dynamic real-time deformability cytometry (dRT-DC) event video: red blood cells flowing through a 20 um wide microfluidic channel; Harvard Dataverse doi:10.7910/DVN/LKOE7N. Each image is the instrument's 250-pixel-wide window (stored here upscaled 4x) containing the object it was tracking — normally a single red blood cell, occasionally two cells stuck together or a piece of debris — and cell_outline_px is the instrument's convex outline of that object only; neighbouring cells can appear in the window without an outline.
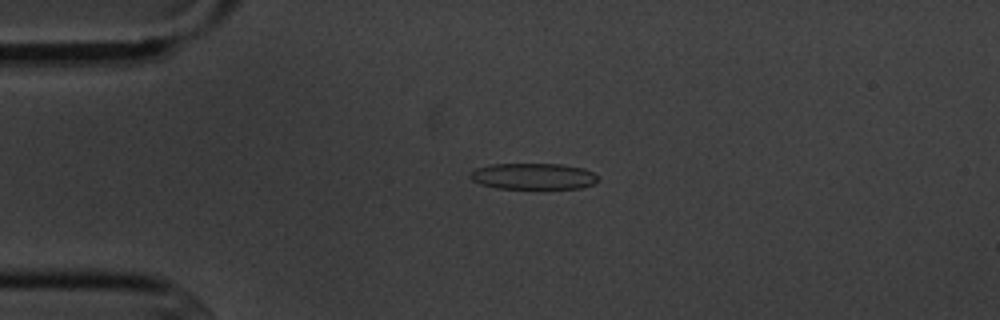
{"species": "common noctule bat (a hibernating species)", "species_latin": "Nyctalus noctula", "temperature_condition": "cold", "stored_images_in_passage": 6, "camera_frame_rate_fps": 3000, "um_per_image_px": 0.085, "animal": {"sex": "male", "body_mass_g": 20.1, "forearm_length_mm": 53.5}, "frame": {"image": 1, "passage_image": 4, "time_ms": 3.333, "image_size_px": [1000, 320], "cell_outline_px": [[596, 180], [592, 184], [580, 188], [496, 188], [480, 184], [472, 180], [468, 176], [476, 168], [492, 164], [560, 164], [584, 168], [592, 172], [596, 176]], "centroid_in_image_um": [45.29, 14.98], "position_along_channel_um": 39.7, "area_um2": 19.31}}
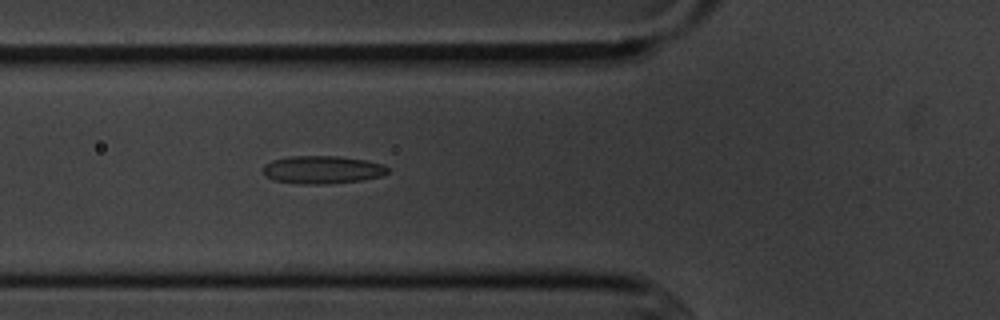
{"frame": {"image": 2, "passage_image": 6, "time_ms": 5.667, "image_size_px": [1000, 320], "cell_outline_px": [[388, 172], [380, 176], [360, 180], [324, 184], [304, 184], [276, 180], [264, 176], [264, 164], [272, 160], [288, 156], [336, 156], [364, 160], [384, 164], [388, 168]], "centroid_in_image_um": [27.38, 14.42], "position_along_channel_um": 98.4, "area_um2": 20.06}}